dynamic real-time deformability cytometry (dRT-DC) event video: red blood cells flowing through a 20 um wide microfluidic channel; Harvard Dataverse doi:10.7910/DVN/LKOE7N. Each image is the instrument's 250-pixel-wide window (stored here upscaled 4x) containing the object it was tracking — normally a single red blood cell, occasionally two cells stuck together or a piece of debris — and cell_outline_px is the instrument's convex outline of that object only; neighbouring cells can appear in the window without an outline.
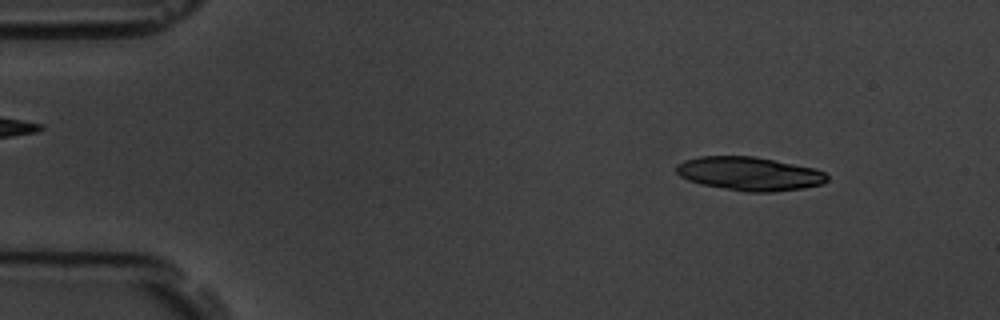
{"species": "common noctule bat (a hibernating species)", "species_latin": "Nyctalus noctula", "temperature_condition": "room temperature", "stored_images_in_passage": 55, "camera_frame_rate_fps": 3000, "um_per_image_px": 0.085, "animal": {"sex": "male", "body_mass_g": 19.5, "forearm_length_mm": 54.6}, "frame": {"image": 1, "passage_image": 6, "time_ms": 1.667, "image_size_px": [1000, 320], "cell_outline_px": [[828, 180], [824, 184], [804, 188], [772, 192], [744, 192], [700, 184], [688, 180], [680, 176], [676, 172], [676, 164], [684, 160], [700, 156], [756, 156], [816, 168], [824, 172], [828, 176]], "centroid_in_image_um": [63.72, 14.76], "position_along_channel_um": 21.3, "area_um2": 29.94}}
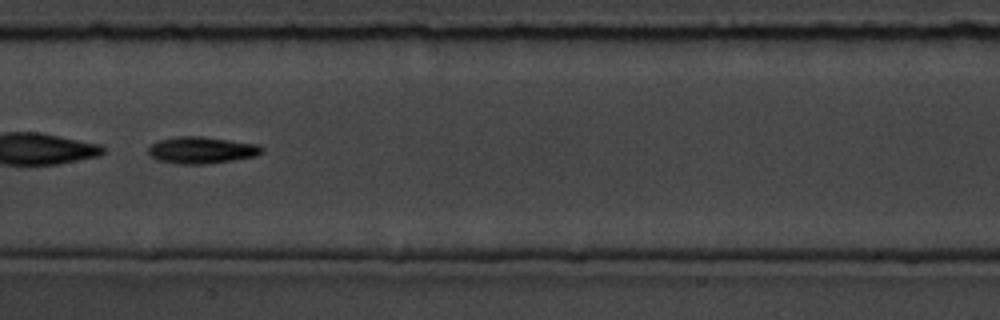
{"frame": {"image": 2, "passage_image": 28, "time_ms": 9.0, "image_size_px": [1000, 320], "cell_outline_px": [[264, 152], [256, 156], [232, 160], [204, 164], [176, 164], [156, 160], [148, 152], [148, 148], [152, 144], [160, 140], [176, 136], [204, 136], [260, 144], [264, 148]], "centroid_in_image_um": [17.17, 12.75], "position_along_channel_um": 190.2, "area_um2": 17.92}, "authors_computed_cell_mechanics": {"area_um2": 27.8018, "velocity_mm_per_s": 3.5745, "shape_relaxation_time_tau1_ms": 3.2697, "shape_relaxation_time_tau2_ms": 5.5147, "deformation_change_tau1": 0.1608, "deformation_change_tau2": 0.1439}}